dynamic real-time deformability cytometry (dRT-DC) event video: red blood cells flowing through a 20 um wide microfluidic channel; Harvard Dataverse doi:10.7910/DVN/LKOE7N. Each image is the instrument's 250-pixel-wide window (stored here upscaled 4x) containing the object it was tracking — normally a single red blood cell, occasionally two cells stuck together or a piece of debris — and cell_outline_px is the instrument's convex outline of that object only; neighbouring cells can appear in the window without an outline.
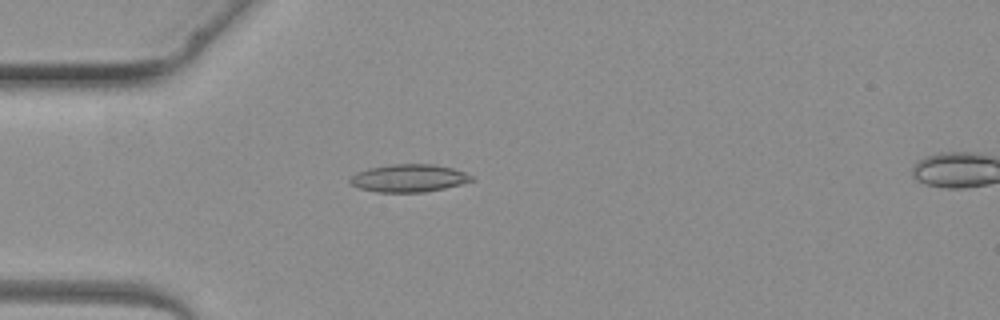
{"species": "common noctule bat (a hibernating species)", "species_latin": "Nyctalus noctula", "temperature_condition": "warm", "stored_images_in_passage": 5, "segment_of_instrument_passage": [1, 2], "camera_frame_rate_fps": 3000, "um_per_image_px": 0.085, "animal": {"sex": "female", "body_mass_g": 19.3, "forearm_length_mm": 54.1}, "frame": {"image": 1, "passage_image": 4, "time_ms": 3.667, "image_size_px": [1000, 320], "cell_outline_px": [[476, 180], [444, 188], [424, 192], [376, 192], [360, 188], [352, 184], [348, 180], [356, 172], [368, 168], [392, 164], [436, 164], [452, 168], [464, 172], [472, 176]], "centroid_in_image_um": [34.75, 15.14], "position_along_channel_um": 50.2, "area_um2": 19.59}}